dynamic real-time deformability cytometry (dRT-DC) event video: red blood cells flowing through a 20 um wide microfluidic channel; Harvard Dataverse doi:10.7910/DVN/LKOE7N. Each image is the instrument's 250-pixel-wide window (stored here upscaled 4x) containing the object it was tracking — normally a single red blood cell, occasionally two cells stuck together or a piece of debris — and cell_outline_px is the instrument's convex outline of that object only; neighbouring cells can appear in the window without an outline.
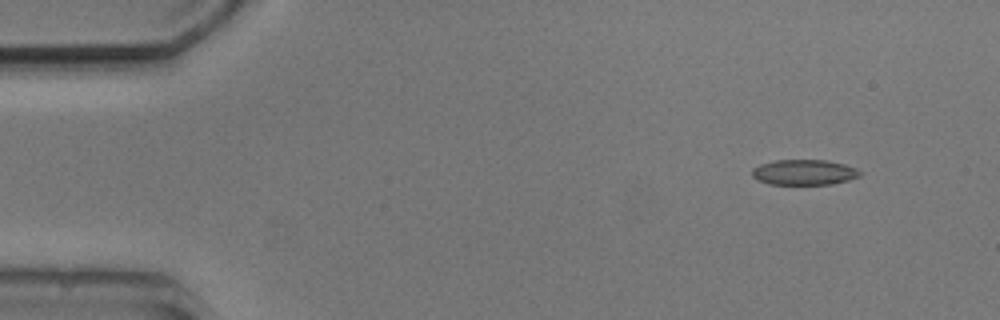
{"species": "common noctule bat (a hibernating species)", "species_latin": "Nyctalus noctula", "temperature_condition": "cold", "stored_images_in_passage": 4, "camera_frame_rate_fps": 3000, "um_per_image_px": 0.085, "animal": {"sex": "male", "body_mass_g": 20.5, "forearm_length_mm": 52.5}, "frame": {"image": 1, "passage_image": 1, "time_ms": 0.0, "image_size_px": [1000, 320], "cell_outline_px": [[860, 176], [848, 180], [832, 184], [768, 184], [756, 180], [752, 176], [752, 168], [760, 164], [776, 160], [824, 160], [844, 164], [856, 168], [860, 172]], "centroid_in_image_um": [68.31, 14.65], "position_along_channel_um": 16.7, "area_um2": 15.95}}
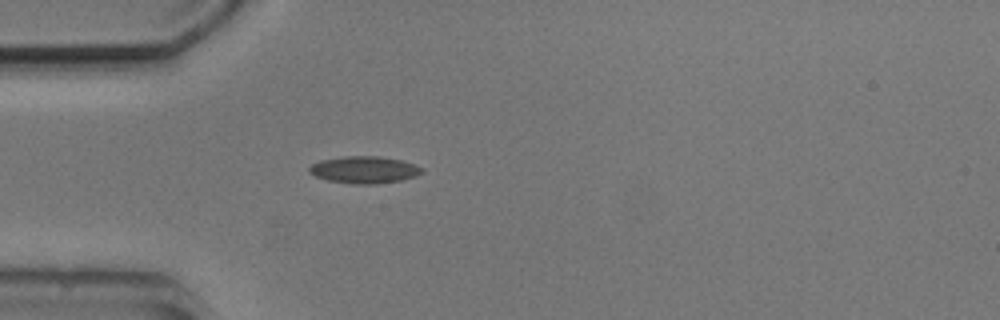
{"frame": {"image": 2, "passage_image": 4, "time_ms": 3.333, "image_size_px": [1000, 320], "cell_outline_px": [[424, 172], [416, 176], [400, 180], [376, 184], [352, 184], [328, 180], [316, 176], [308, 172], [308, 168], [312, 164], [320, 160], [344, 156], [380, 156], [400, 160], [416, 164], [424, 168]], "centroid_in_image_um": [30.98, 14.43], "position_along_channel_um": 54.0, "area_um2": 17.86}}